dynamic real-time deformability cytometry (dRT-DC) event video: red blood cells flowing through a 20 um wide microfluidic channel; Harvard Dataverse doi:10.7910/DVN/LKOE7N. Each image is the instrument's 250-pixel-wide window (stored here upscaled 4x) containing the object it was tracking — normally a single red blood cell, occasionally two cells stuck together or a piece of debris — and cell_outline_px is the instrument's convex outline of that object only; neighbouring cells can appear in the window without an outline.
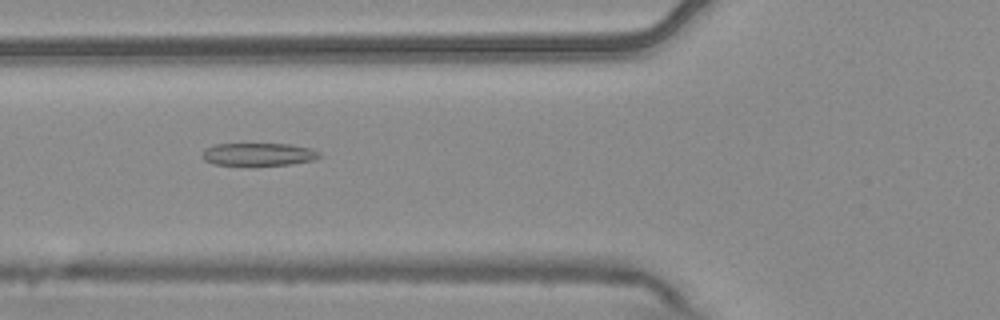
{"species": "common noctule bat (a hibernating species)", "species_latin": "Nyctalus noctula", "temperature_condition": "warm", "stored_images_in_passage": 8, "camera_frame_rate_fps": 3000, "um_per_image_px": 0.085, "animal": {"sex": "male", "body_mass_g": 20.4}, "frame": {"image": 1, "passage_image": 6, "time_ms": 1.667, "image_size_px": [1000, 320], "cell_outline_px": [[320, 156], [312, 160], [292, 164], [216, 164], [204, 160], [204, 148], [216, 144], [292, 144], [312, 148], [320, 152]], "centroid_in_image_um": [22.02, 13.09], "position_along_channel_um": 103.8, "area_um2": 15.14}}
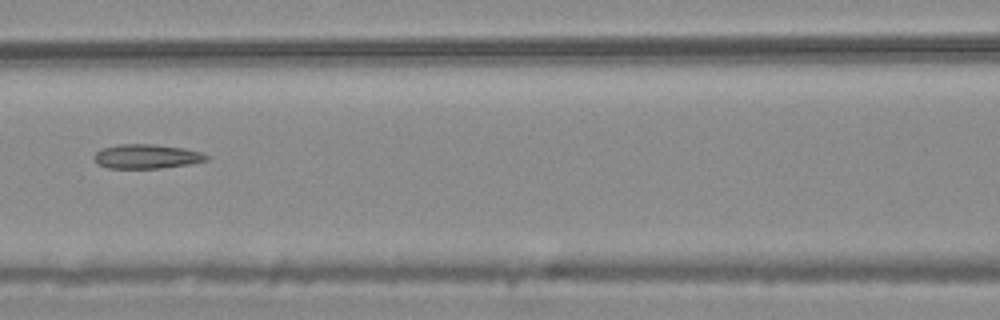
{"frame": {"image": 2, "passage_image": 7, "time_ms": 2.0, "image_size_px": [1000, 320], "cell_outline_px": [[208, 160], [192, 164], [160, 168], [108, 168], [96, 164], [92, 160], [92, 156], [100, 148], [120, 144], [152, 144], [184, 148], [200, 152], [208, 156]], "centroid_in_image_um": [12.4, 13.3], "position_along_channel_um": 154.2, "area_um2": 16.13}}
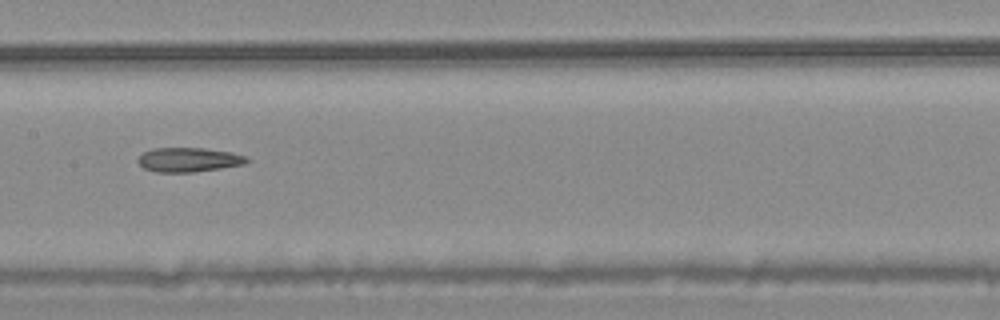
{"frame": {"image": 3, "passage_image": 8, "time_ms": 2.333, "image_size_px": [1000, 320], "cell_outline_px": [[252, 160], [244, 164], [220, 168], [192, 172], [156, 172], [144, 168], [136, 160], [144, 152], [152, 148], [204, 148], [232, 152], [248, 156]], "centroid_in_image_um": [16.08, 13.57], "position_along_channel_um": 191.3, "area_um2": 15.49}}